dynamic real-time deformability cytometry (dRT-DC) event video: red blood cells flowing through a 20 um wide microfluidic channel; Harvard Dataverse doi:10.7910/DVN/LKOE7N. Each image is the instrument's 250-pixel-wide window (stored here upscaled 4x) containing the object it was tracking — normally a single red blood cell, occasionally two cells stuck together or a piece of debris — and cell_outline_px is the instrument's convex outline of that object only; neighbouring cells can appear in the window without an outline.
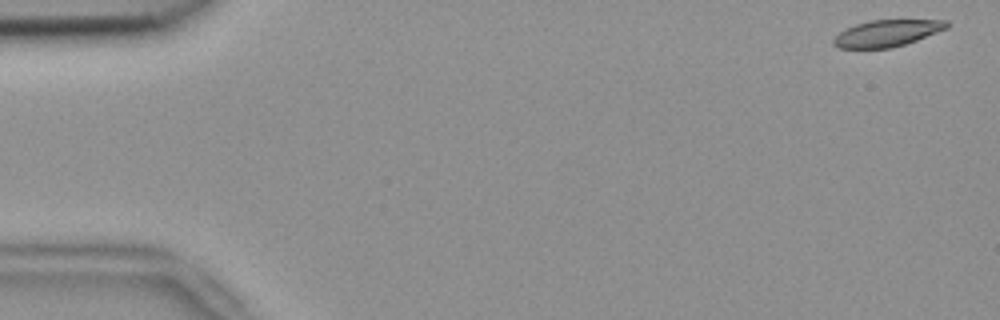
{"species": "common noctule bat (a hibernating species)", "species_latin": "Nyctalus noctula", "temperature_condition": "room temperature", "stored_images_in_passage": 53, "camera_frame_rate_fps": 3000, "um_per_image_px": 0.085, "animal": {"sex": "female", "body_mass_g": 18.4}, "frame": {"image": 1, "passage_image": 1, "time_ms": 0.0, "image_size_px": [1000, 320], "cell_outline_px": [[948, 28], [916, 40], [892, 48], [840, 48], [832, 44], [832, 40], [840, 32], [856, 24], [872, 20], [948, 20]], "centroid_in_image_um": [75.39, 2.82], "position_along_channel_um": 9.6, "area_um2": 17.34}}
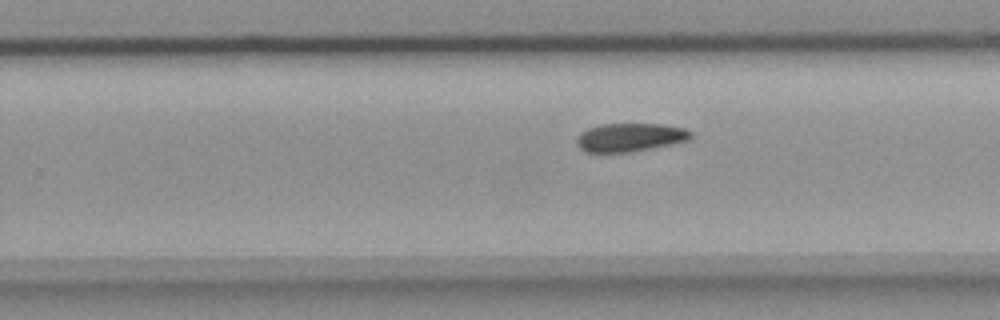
{"frame": {"image": 2, "passage_image": 33, "time_ms": 10.667, "image_size_px": [1000, 320], "cell_outline_px": [[692, 136], [688, 140], [672, 144], [652, 148], [628, 152], [584, 152], [576, 144], [576, 140], [580, 132], [588, 128], [600, 124], [660, 124], [684, 128], [692, 132]], "centroid_in_image_um": [53.52, 11.67], "position_along_channel_um": 276.3, "area_um2": 18.9}}
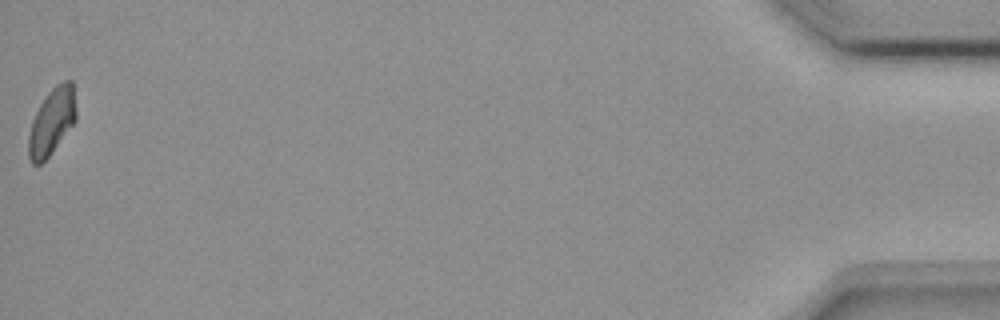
{"frame": {"image": 3, "passage_image": 53, "time_ms": 17.333, "image_size_px": [1000, 320], "cell_outline_px": [[76, 120], [52, 152], [40, 164], [32, 164], [28, 156], [28, 136], [32, 120], [40, 104], [48, 92], [60, 80], [72, 80], [76, 112]], "centroid_in_image_um": [4.39, 10.31], "position_along_channel_um": 430.8, "area_um2": 18.38}}